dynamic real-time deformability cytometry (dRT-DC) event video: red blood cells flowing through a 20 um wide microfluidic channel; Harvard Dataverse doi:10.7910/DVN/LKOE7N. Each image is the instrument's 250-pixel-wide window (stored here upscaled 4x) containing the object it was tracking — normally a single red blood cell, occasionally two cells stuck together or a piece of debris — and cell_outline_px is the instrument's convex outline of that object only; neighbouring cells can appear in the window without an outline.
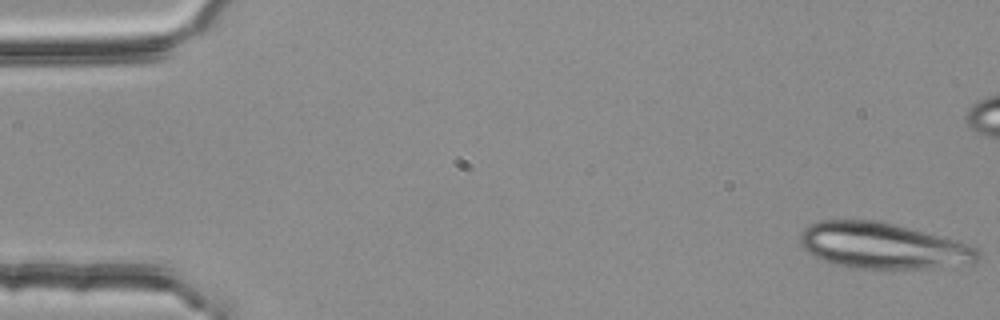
{"species": "common noctule bat (a hibernating species)", "species_latin": "Nyctalus noctula", "temperature_condition": "room temperature", "stored_images_in_passage": 5, "camera_frame_rate_fps": 3000, "um_per_image_px": 0.085, "animal": {"sex": "female", "body_mass_g": 25.1}, "frame": {"image": 1, "passage_image": 1, "time_ms": 0.0, "image_size_px": [1000, 320], "cell_outline_px": [[980, 256], [976, 264], [932, 268], [852, 268], [832, 264], [808, 252], [804, 248], [800, 240], [800, 232], [808, 224], [816, 220], [880, 220], [956, 240], [980, 248]], "centroid_in_image_um": [75.08, 20.89], "position_along_channel_um": 9.9, "area_um2": 48.09}}